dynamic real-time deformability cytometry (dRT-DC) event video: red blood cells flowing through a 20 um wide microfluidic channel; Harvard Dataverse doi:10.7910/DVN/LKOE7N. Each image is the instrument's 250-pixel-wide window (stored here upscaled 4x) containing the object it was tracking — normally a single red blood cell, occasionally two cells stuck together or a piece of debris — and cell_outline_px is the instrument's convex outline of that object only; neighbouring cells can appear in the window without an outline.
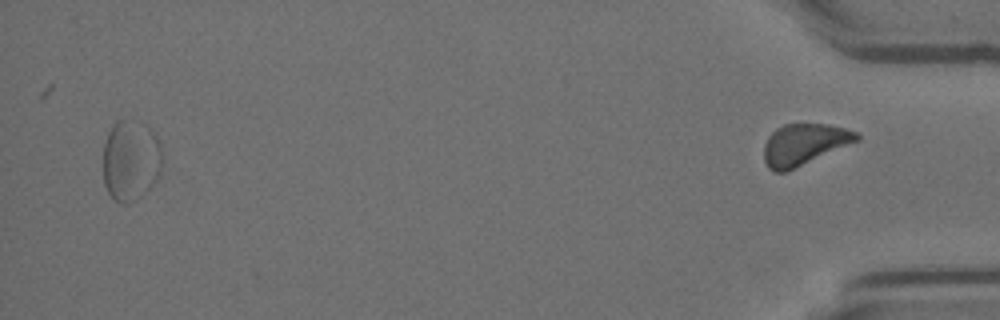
{"species": "Egyptian fruit bat (a non-hibernating species)", "species_latin": "Rousettus aegyptiacus", "temperature_condition": "room temperature", "stored_images_in_passage": 33, "segment_of_instrument_passage": [2, 2], "camera_frame_rate_fps": 3000, "um_per_image_px": 0.085, "animal": {"sex": "female"}, "frame": {"image": 1, "passage_image": 33, "time_ms": 10.667, "image_size_px": [1000, 320], "cell_outline_px": [[860, 140], [784, 172], [776, 172], [768, 168], [764, 160], [764, 144], [768, 136], [776, 128], [784, 124], [828, 124], [844, 128], [856, 132], [860, 136]], "centroid_in_image_um": [68.33, 12.26], "position_along_channel_um": 366.9, "area_um2": 22.08}}